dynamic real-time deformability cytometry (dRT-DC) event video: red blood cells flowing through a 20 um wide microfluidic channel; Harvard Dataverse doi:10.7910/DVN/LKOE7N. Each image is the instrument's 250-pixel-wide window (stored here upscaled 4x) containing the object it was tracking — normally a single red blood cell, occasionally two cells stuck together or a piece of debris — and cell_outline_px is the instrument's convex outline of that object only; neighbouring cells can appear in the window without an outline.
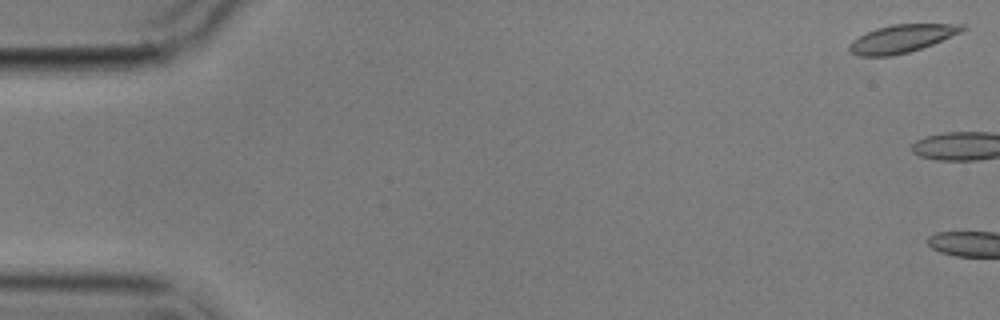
{"species": "common noctule bat (a hibernating species)", "species_latin": "Nyctalus noctula", "temperature_condition": "cold", "stored_images_in_passage": 9, "camera_frame_rate_fps": 3000, "um_per_image_px": 0.085, "animal": {"sex": "male", "body_mass_g": 17.9}, "frame": {"image": 1, "passage_image": 1, "time_ms": 0.0, "image_size_px": [1000, 320], "cell_outline_px": [[968, 28], [960, 32], [932, 44], [908, 52], [892, 56], [856, 56], [848, 52], [848, 44], [852, 40], [876, 28], [892, 24], [964, 24]], "centroid_in_image_um": [76.59, 3.29], "position_along_channel_um": 8.4, "area_um2": 18.32}}